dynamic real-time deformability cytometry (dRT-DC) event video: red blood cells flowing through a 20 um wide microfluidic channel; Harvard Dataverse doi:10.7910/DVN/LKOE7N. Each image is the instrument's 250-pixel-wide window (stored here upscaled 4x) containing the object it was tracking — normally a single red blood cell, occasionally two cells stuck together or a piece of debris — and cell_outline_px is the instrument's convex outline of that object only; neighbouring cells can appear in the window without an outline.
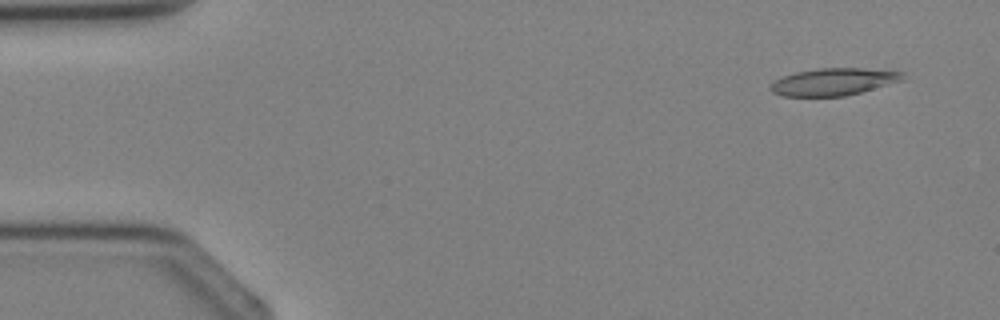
{"species": "Egyptian fruit bat (a non-hibernating species)", "species_latin": "Rousettus aegyptiacus", "temperature_condition": "cold", "stored_images_in_passage": 3, "camera_frame_rate_fps": 3000, "um_per_image_px": 0.085, "animal": {"sex": "female"}, "frame": {"image": 1, "passage_image": 1, "time_ms": 0.0, "image_size_px": [1000, 320], "cell_outline_px": [[904, 80], [860, 92], [844, 96], [784, 96], [772, 92], [768, 88], [768, 84], [772, 80], [796, 72], [820, 68], [860, 68], [904, 72]], "centroid_in_image_um": [70.8, 6.95], "position_along_channel_um": 14.2, "area_um2": 20.98}}
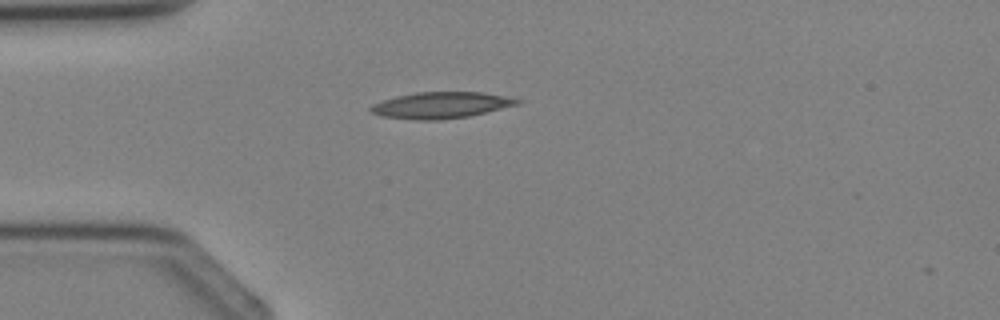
{"frame": {"image": 2, "passage_image": 3, "time_ms": 2.333, "image_size_px": [1000, 320], "cell_outline_px": [[524, 100], [520, 104], [468, 116], [440, 120], [416, 120], [380, 116], [368, 112], [368, 108], [372, 104], [396, 96], [416, 92], [480, 92], [504, 96]], "centroid_in_image_um": [37.44, 8.94], "position_along_channel_um": 47.6, "area_um2": 22.54}}